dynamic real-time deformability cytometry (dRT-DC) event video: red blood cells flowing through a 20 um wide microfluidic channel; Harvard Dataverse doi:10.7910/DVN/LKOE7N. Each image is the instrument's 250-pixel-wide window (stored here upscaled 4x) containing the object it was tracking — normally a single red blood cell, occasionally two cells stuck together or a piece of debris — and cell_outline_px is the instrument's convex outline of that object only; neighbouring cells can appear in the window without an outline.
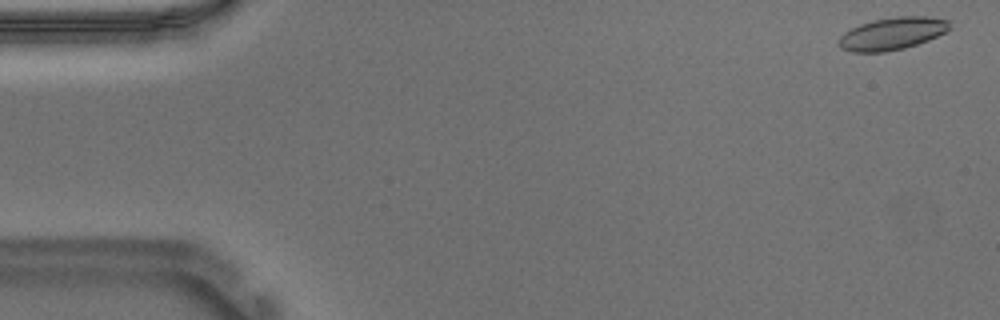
{"species": "Egyptian fruit bat (a non-hibernating species)", "species_latin": "Rousettus aegyptiacus", "temperature_condition": "warm", "stored_images_in_passage": 54, "camera_frame_rate_fps": 3000, "um_per_image_px": 0.085, "animal": {"sex": "male"}, "frame": {"image": 1, "passage_image": 1, "time_ms": 0.0, "image_size_px": [1000, 320], "cell_outline_px": [[952, 28], [928, 40], [904, 48], [884, 52], [852, 52], [840, 48], [836, 40], [844, 32], [860, 24], [872, 20], [896, 16], [924, 16], [948, 20]], "centroid_in_image_um": [75.8, 2.85], "position_along_channel_um": 9.2, "area_um2": 20.98}}
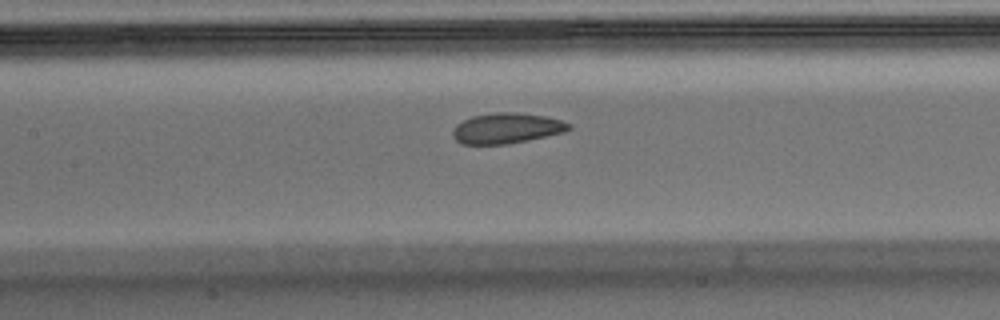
{"frame": {"image": 2, "passage_image": 24, "time_ms": 7.667, "image_size_px": [1000, 320], "cell_outline_px": [[572, 128], [564, 132], [528, 140], [504, 144], [460, 144], [452, 136], [452, 128], [456, 124], [472, 116], [496, 112], [516, 112], [548, 116], [572, 124]], "centroid_in_image_um": [43.06, 10.89], "position_along_channel_um": 164.3, "area_um2": 20.75}}
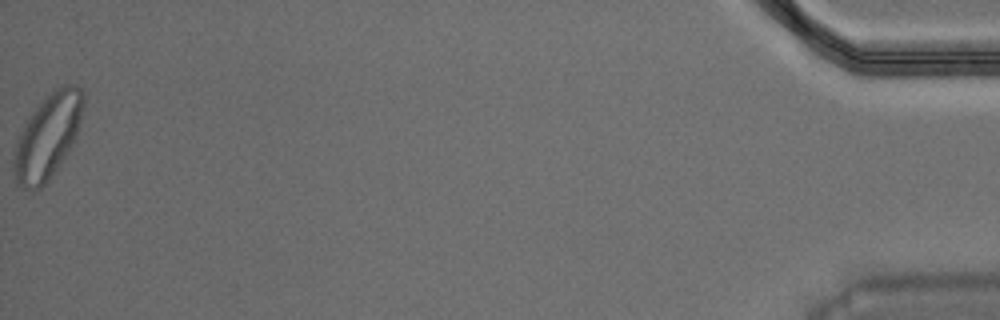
{"frame": {"image": 3, "passage_image": 54, "time_ms": 17.667, "image_size_px": [1000, 320], "cell_outline_px": [[84, 104], [76, 136], [68, 152], [48, 180], [40, 188], [32, 192], [16, 184], [12, 176], [12, 164], [16, 140], [24, 124], [32, 112], [44, 96], [56, 88], [64, 84], [76, 84], [84, 92]], "centroid_in_image_um": [4.02, 11.6], "position_along_channel_um": 431.2, "area_um2": 34.62}, "authors_computed_cell_mechanics": {"area_um2": 21.1259, "velocity_mm_per_s": 3.6816, "shape_relaxation_time_tau1_ms": 6.0736, "shape_relaxation_time_tau2_ms": 2.4031, "deformation_change_tau1": 0.1252, "deformation_change_tau2": 0.084}}